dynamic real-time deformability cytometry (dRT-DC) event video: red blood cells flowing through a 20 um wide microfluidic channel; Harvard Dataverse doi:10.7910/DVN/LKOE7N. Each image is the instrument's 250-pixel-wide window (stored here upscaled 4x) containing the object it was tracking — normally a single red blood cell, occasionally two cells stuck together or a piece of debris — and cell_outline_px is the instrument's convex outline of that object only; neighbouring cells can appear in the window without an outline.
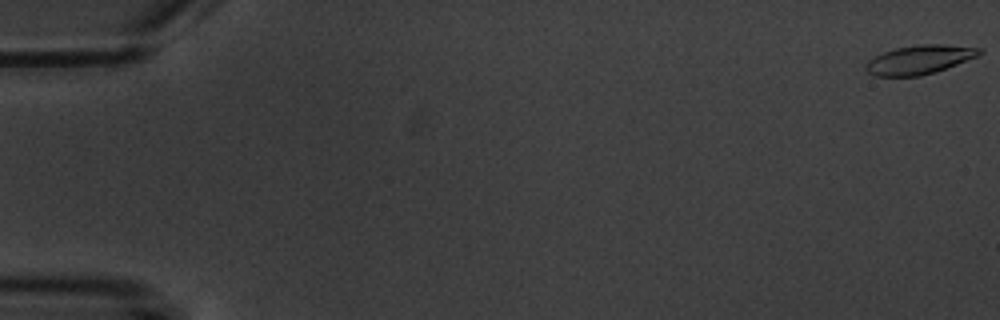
{"species": "common noctule bat (a hibernating species)", "species_latin": "Nyctalus noctula", "temperature_condition": "warm", "stored_images_in_passage": 6, "camera_frame_rate_fps": 3000, "um_per_image_px": 0.085, "animal": {"sex": "male", "body_mass_g": 20.1, "forearm_length_mm": 53.5}, "frame": {"image": 1, "passage_image": 1, "time_ms": 0.0, "image_size_px": [1000, 320], "cell_outline_px": [[984, 52], [976, 56], [936, 72], [920, 76], [876, 76], [868, 72], [864, 68], [868, 60], [884, 52], [896, 48], [920, 44], [944, 44], [984, 48]], "centroid_in_image_um": [78.17, 5.06], "position_along_channel_um": 6.8, "area_um2": 19.07}}